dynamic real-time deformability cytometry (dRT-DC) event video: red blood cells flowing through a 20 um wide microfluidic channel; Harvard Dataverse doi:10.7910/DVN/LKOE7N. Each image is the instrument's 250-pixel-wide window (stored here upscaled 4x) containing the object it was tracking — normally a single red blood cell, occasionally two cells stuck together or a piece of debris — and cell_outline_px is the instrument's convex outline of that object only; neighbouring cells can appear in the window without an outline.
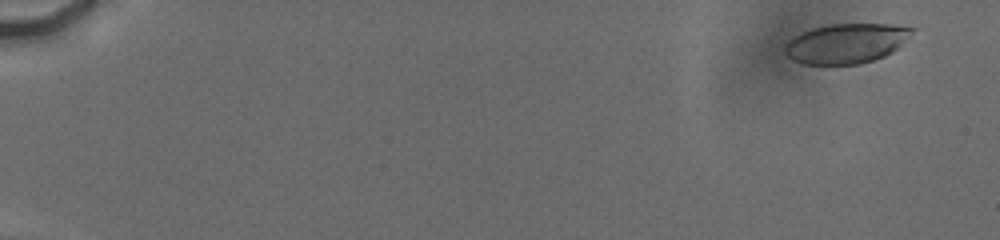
{"species": "human", "species_latin": "Homo sapiens", "temperature_condition": "cold", "stored_images_in_passage": 49, "camera_frame_rate_fps": 3000, "um_per_image_px": 0.085, "donor": {"sex": "male"}, "frame": {"image": 1, "passage_image": 2, "time_ms": 1.0, "image_size_px": [1000, 240], "cell_outline_px": [[916, 28], [892, 52], [884, 56], [872, 60], [856, 64], [804, 64], [792, 60], [784, 52], [784, 44], [788, 40], [812, 28], [832, 24], [892, 24]], "centroid_in_image_um": [71.89, 3.69], "position_along_channel_um": 13.1, "area_um2": 29.13}}
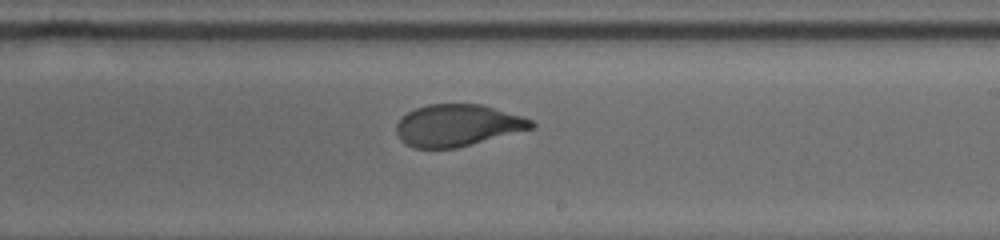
{"frame": {"image": 2, "passage_image": 28, "time_ms": 12.0, "image_size_px": [1000, 240], "cell_outline_px": [[536, 128], [456, 148], [416, 148], [404, 144], [400, 140], [396, 132], [396, 124], [408, 112], [416, 108], [428, 104], [484, 104], [524, 116], [532, 120], [536, 124]], "centroid_in_image_um": [38.94, 10.65], "position_along_channel_um": 250.1, "area_um2": 33.23}}
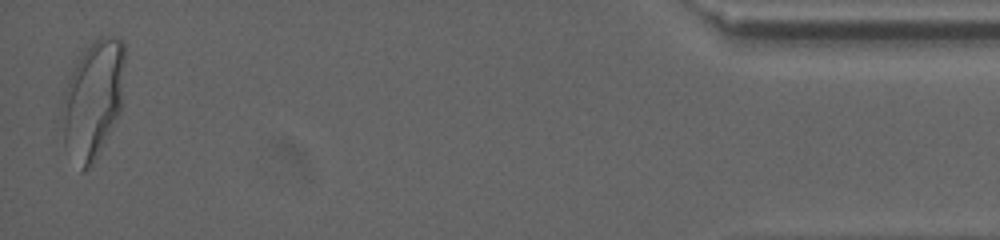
{"frame": {"image": 3, "passage_image": 49, "time_ms": 18.667, "image_size_px": [1000, 240], "cell_outline_px": [[124, 64], [120, 112], [92, 164], [88, 168], [80, 172], [64, 144], [64, 92], [68, 80], [80, 56], [100, 36], [120, 36], [124, 44]], "centroid_in_image_um": [7.93, 8.43], "position_along_channel_um": 427.3, "area_um2": 41.96}, "authors_computed_cell_mechanics": {"area_um2": 33.5818, "velocity_mm_per_s": 3.7693, "shape_relaxation_time_tau1_ms": 5.453, "shape_relaxation_time_tau2_ms": 0.7225, "deformation_change_tau1": 0.1873, "deformation_change_tau2": 0.0632}}